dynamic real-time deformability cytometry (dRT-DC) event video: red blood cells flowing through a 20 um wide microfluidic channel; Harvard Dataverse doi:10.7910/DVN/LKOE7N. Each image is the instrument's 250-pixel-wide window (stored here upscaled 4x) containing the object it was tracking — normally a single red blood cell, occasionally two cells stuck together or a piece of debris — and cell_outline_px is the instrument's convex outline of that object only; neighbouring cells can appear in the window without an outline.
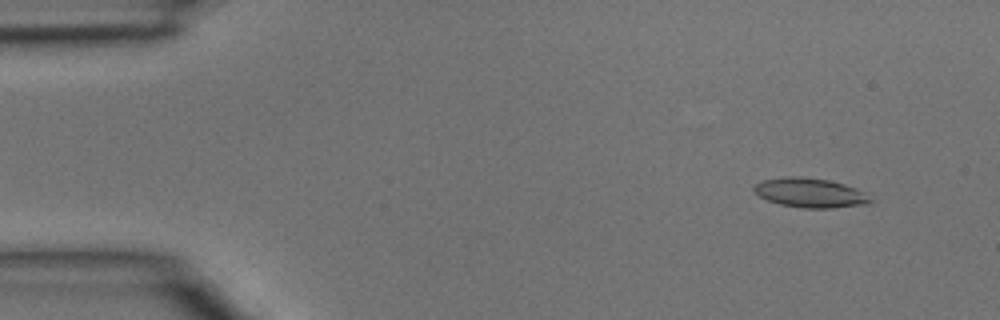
{"species": "common noctule bat (a hibernating species)", "species_latin": "Nyctalus noctula", "temperature_condition": "room temperature", "stored_images_in_passage": 4, "camera_frame_rate_fps": 3000, "um_per_image_px": 0.085, "animal": {"sex": "male", "body_mass_g": 15.6}, "frame": {"image": 1, "passage_image": 1, "time_ms": 0.0, "image_size_px": [1000, 320], "cell_outline_px": [[876, 200], [872, 204], [832, 208], [804, 208], [780, 204], [768, 200], [760, 196], [752, 188], [756, 184], [764, 180], [788, 176], [800, 176], [828, 180], [844, 184], [856, 188], [864, 192]], "centroid_in_image_um": [68.95, 16.4], "position_along_channel_um": 16.1, "area_um2": 20.06}}